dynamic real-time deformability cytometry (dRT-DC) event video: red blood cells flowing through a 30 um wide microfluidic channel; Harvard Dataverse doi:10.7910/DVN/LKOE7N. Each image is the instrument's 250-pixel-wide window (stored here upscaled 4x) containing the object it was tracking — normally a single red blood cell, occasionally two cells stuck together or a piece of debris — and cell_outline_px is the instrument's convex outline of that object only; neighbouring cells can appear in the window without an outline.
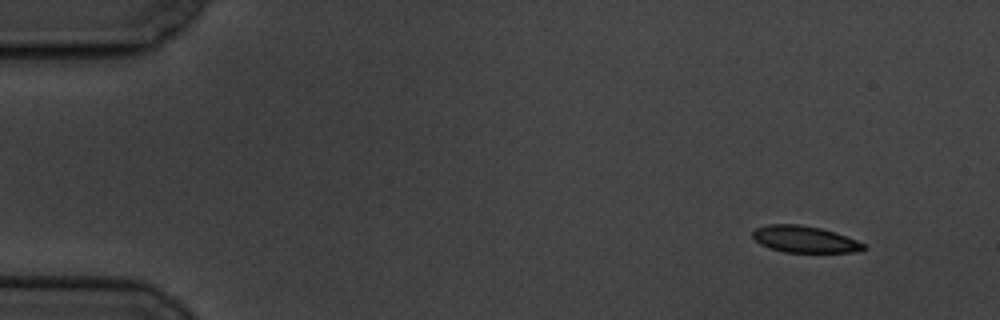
{"species": "common noctule bat (a hibernating species)", "species_latin": "Nyctalus noctula", "temperature_condition": "cold", "stored_images_in_passage": 7, "camera_frame_rate_fps": 3000, "um_per_image_px": 0.085, "animal": {"sex": "male", "body_mass_g": 19.5, "forearm_length_mm": 54.6}, "frame": {"image": 1, "passage_image": 1, "time_ms": 0.0, "image_size_px": [1000, 320], "cell_outline_px": [[868, 248], [856, 252], [784, 252], [768, 248], [760, 244], [752, 236], [752, 232], [756, 228], [768, 224], [800, 224], [820, 228], [856, 240], [864, 244]], "centroid_in_image_um": [68.36, 20.34], "position_along_channel_um": 16.6, "area_um2": 17.11}}
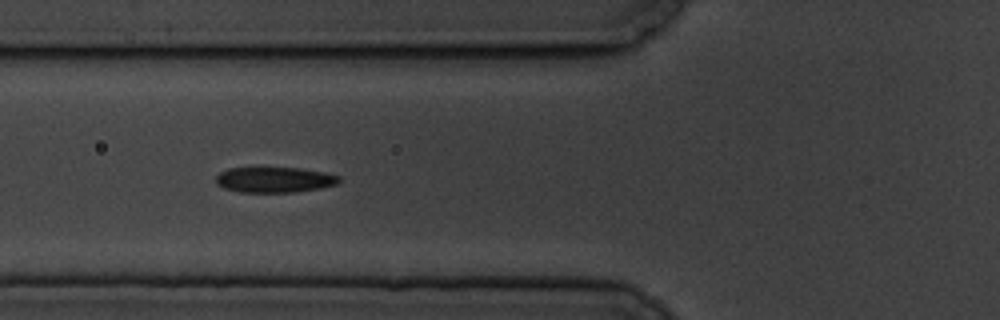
{"frame": {"image": 2, "passage_image": 6, "time_ms": 5.667, "image_size_px": [1000, 320], "cell_outline_px": [[340, 180], [336, 184], [320, 188], [296, 192], [240, 192], [224, 188], [216, 184], [216, 176], [220, 172], [228, 168], [300, 168], [324, 172], [340, 176]], "centroid_in_image_um": [23.32, 15.28], "position_along_channel_um": 102.5, "area_um2": 18.26}}
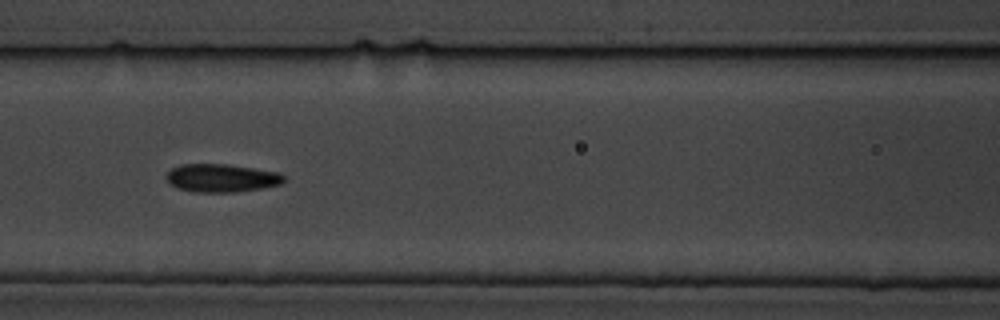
{"frame": {"image": 3, "passage_image": 7, "time_ms": 7.0, "image_size_px": [1000, 320], "cell_outline_px": [[284, 180], [280, 184], [260, 188], [236, 192], [196, 192], [176, 188], [168, 184], [168, 172], [172, 168], [180, 164], [228, 164], [280, 172], [284, 176]], "centroid_in_image_um": [18.82, 15.13], "position_along_channel_um": 147.8, "area_um2": 19.25}}